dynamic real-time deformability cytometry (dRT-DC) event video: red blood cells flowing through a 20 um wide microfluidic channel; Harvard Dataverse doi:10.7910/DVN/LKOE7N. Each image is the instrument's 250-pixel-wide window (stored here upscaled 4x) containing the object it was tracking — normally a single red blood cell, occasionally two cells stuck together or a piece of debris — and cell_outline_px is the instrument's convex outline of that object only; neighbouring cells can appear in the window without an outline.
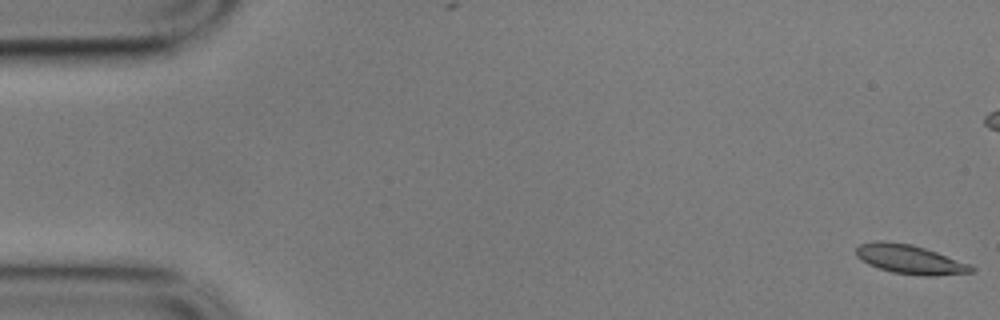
{"species": "common noctule bat (a hibernating species)", "species_latin": "Nyctalus noctula", "temperature_condition": "cold", "stored_images_in_passage": 58, "camera_frame_rate_fps": 3000, "um_per_image_px": 0.085, "animal": {"sex": "male", "body_mass_g": 17.9}, "frame": {"image": 1, "passage_image": 1, "time_ms": 0.0, "image_size_px": [1000, 320], "cell_outline_px": [[976, 272], [932, 276], [920, 276], [892, 272], [868, 264], [860, 260], [856, 256], [856, 248], [860, 244], [872, 240], [880, 240], [912, 244], [972, 264], [976, 268]], "centroid_in_image_um": [77.36, 22.04], "position_along_channel_um": 7.6, "area_um2": 19.83}}
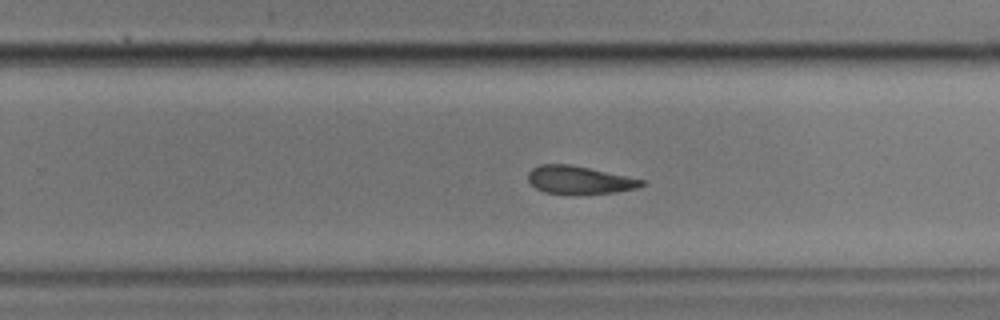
{"frame": {"image": 2, "passage_image": 36, "time_ms": 11.667, "image_size_px": [1000, 320], "cell_outline_px": [[644, 184], [636, 188], [616, 192], [576, 196], [572, 196], [544, 192], [536, 188], [528, 180], [528, 172], [532, 168], [540, 164], [572, 164], [628, 176], [644, 180]], "centroid_in_image_um": [49.22, 15.32], "position_along_channel_um": 280.6, "area_um2": 19.02}}
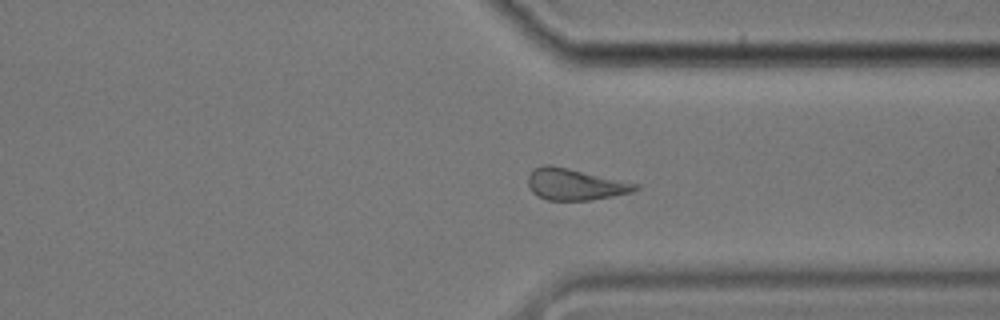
{"frame": {"image": 3, "passage_image": 43, "time_ms": 14.0, "image_size_px": [1000, 320], "cell_outline_px": [[640, 188], [628, 192], [612, 196], [592, 200], [548, 200], [536, 196], [532, 192], [528, 184], [528, 176], [532, 168], [544, 164], [552, 164], [640, 184]], "centroid_in_image_um": [48.83, 15.65], "position_along_channel_um": 362.6, "area_um2": 19.83}, "authors_computed_cell_mechanics": {"area_um2": 19.7965, "velocity_mm_per_s": 3.5005, "shape_relaxation_time_tau1_ms": 7.2133, "shape_relaxation_time_tau2_ms": 7.8312, "deformation_change_tau1": 0.16, "deformation_change_tau2": 0.169}}